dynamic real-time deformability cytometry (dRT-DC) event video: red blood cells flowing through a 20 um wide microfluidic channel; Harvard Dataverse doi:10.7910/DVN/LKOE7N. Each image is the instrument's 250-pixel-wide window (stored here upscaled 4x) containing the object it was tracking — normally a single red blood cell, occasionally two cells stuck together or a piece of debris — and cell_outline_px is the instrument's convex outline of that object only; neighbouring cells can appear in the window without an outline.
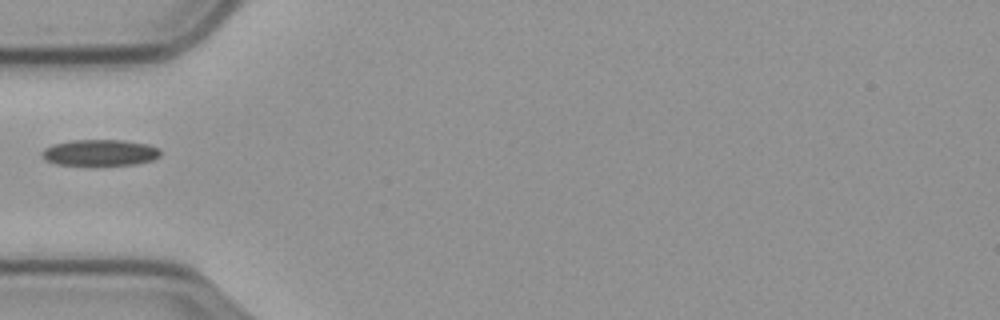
{"species": "common noctule bat (a hibernating species)", "species_latin": "Nyctalus noctula", "temperature_condition": "cold", "stored_images_in_passage": 6, "camera_frame_rate_fps": 3000, "um_per_image_px": 0.085, "animal": {"sex": "male", "body_mass_g": 23.1, "forearm_length_mm": 52.7}, "frame": {"image": 1, "passage_image": 1, "time_ms": 0.0, "image_size_px": [1000, 320], "cell_outline_px": [[160, 156], [152, 160], [136, 164], [56, 164], [48, 160], [40, 152], [44, 148], [52, 144], [72, 140], [124, 140], [148, 144], [160, 148]], "centroid_in_image_um": [8.53, 12.95], "position_along_channel_um": 76.5, "area_um2": 17.86}}